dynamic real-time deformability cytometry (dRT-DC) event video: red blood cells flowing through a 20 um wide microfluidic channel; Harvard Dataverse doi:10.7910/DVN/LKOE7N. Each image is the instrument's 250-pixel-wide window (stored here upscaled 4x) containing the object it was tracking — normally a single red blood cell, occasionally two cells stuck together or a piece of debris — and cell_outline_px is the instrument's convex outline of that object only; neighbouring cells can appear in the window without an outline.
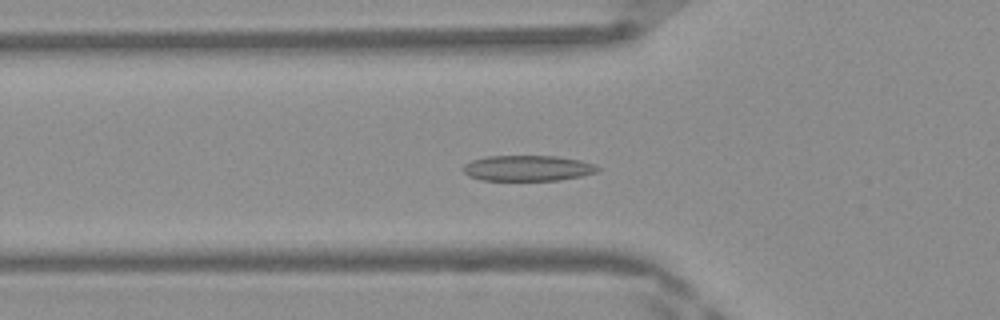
{"species": "Egyptian fruit bat (a non-hibernating species)", "species_latin": "Rousettus aegyptiacus", "temperature_condition": "warm", "stored_images_in_passage": 50, "camera_frame_rate_fps": 3000, "um_per_image_px": 0.085, "frame": {"image": 1, "passage_image": 17, "time_ms": 5.333, "image_size_px": [1000, 320], "cell_outline_px": [[600, 168], [596, 172], [580, 176], [560, 180], [480, 180], [468, 176], [464, 172], [464, 164], [472, 160], [484, 156], [556, 156], [580, 160], [596, 164]], "centroid_in_image_um": [44.84, 14.29], "position_along_channel_um": 81.0, "area_um2": 20.11}}
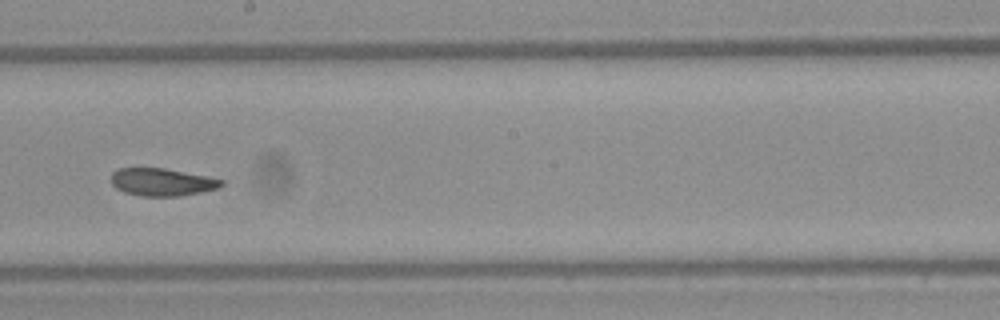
{"frame": {"image": 2, "passage_image": 28, "time_ms": 9.0, "image_size_px": [1000, 320], "cell_outline_px": [[224, 184], [216, 188], [200, 192], [180, 196], [140, 196], [124, 192], [116, 188], [112, 184], [112, 172], [120, 168], [164, 168], [208, 176], [224, 180]], "centroid_in_image_um": [13.77, 15.47], "position_along_channel_um": 234.4, "area_um2": 17.69}}
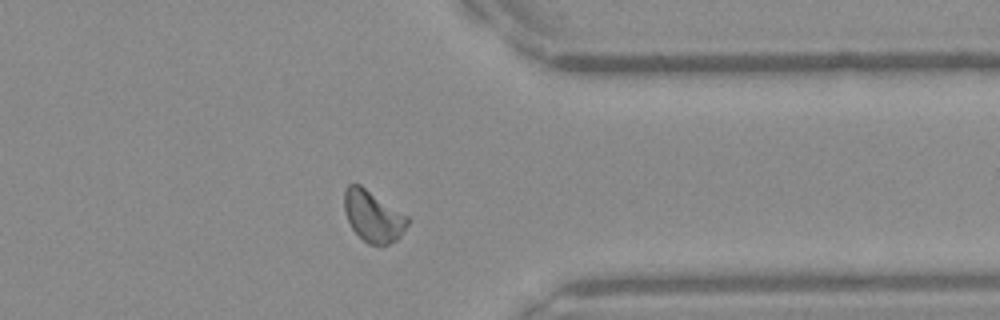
{"frame": {"image": 3, "passage_image": 39, "time_ms": 12.667, "image_size_px": [1000, 320], "cell_outline_px": [[408, 224], [400, 236], [396, 240], [388, 244], [368, 244], [352, 228], [344, 212], [344, 188], [348, 184], [360, 184], [408, 216]], "centroid_in_image_um": [31.69, 18.35], "position_along_channel_um": 379.7, "area_um2": 18.73}, "authors_computed_cell_mechanics": {"area_um2": 18.8139, "velocity_mm_per_s": 4.1661, "shape_relaxation_time_tau1_ms": 4.7028, "shape_relaxation_time_tau2_ms": 2.5554, "deformation_change_tau1": 0.1399, "deformation_change_tau2": 0.0832}}